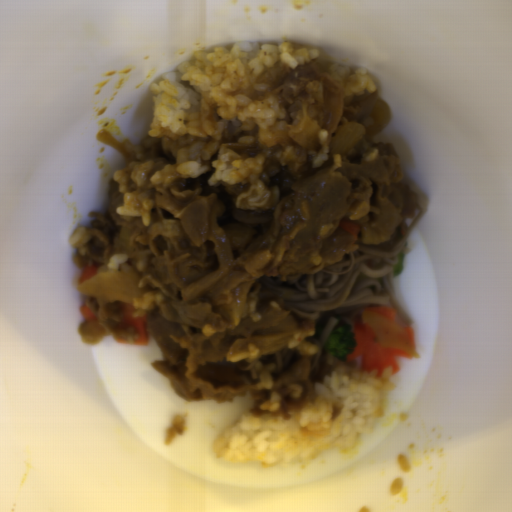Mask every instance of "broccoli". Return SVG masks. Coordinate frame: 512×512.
<instances>
[{"mask_svg":"<svg viewBox=\"0 0 512 512\" xmlns=\"http://www.w3.org/2000/svg\"><path fill=\"white\" fill-rule=\"evenodd\" d=\"M358 340L349 322L340 321L326 339L325 350L341 360H347L355 351Z\"/></svg>","mask_w":512,"mask_h":512,"instance_id":"1706d50b","label":"broccoli"}]
</instances>
